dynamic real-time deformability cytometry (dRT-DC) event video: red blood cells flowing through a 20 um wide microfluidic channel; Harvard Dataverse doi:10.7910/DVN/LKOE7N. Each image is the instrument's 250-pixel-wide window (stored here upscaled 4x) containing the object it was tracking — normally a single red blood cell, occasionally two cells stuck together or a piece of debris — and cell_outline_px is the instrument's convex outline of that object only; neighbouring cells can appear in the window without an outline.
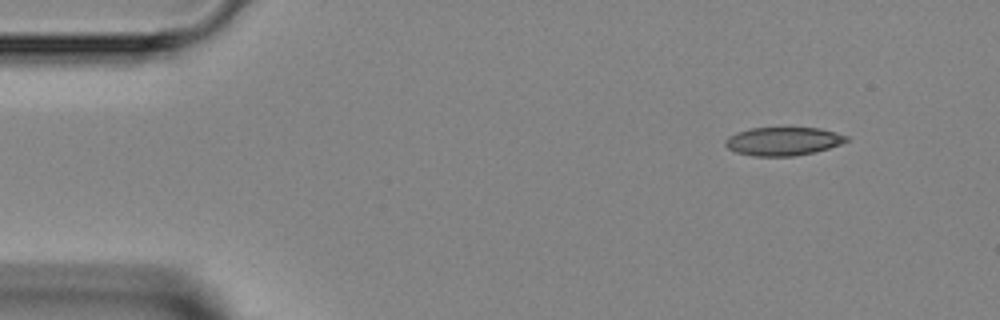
{"species": "Egyptian fruit bat (a non-hibernating species)", "species_latin": "Rousettus aegyptiacus", "temperature_condition": "room temperature", "stored_images_in_passage": 4, "camera_frame_rate_fps": 3000, "um_per_image_px": 0.085, "animal": {"sex": "female"}, "frame": {"image": 1, "passage_image": 1, "time_ms": 0.0, "image_size_px": [1000, 320], "cell_outline_px": [[852, 140], [828, 148], [812, 152], [792, 156], [756, 156], [736, 152], [728, 148], [724, 144], [724, 140], [728, 136], [736, 132], [752, 128], [820, 128], [836, 132], [848, 136]], "centroid_in_image_um": [66.57, 12.0], "position_along_channel_um": 18.4, "area_um2": 20.0}}